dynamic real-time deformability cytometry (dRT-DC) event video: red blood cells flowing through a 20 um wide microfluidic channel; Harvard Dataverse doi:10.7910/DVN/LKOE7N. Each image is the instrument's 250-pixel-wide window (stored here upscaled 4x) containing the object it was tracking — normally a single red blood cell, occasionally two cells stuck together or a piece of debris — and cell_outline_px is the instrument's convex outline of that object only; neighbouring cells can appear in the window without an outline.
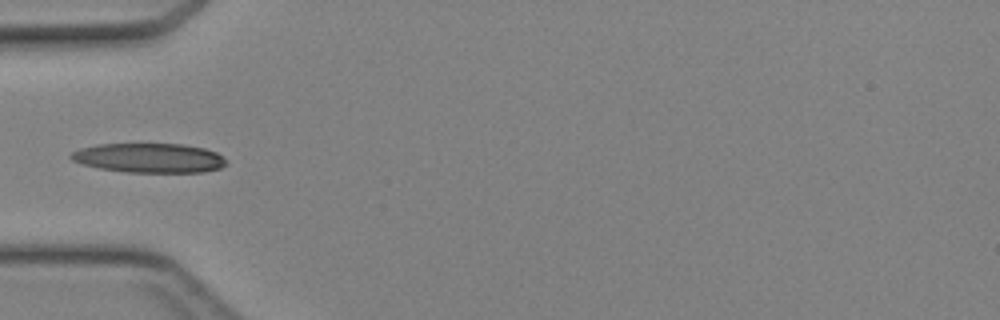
{"species": "Egyptian fruit bat (a non-hibernating species)", "species_latin": "Rousettus aegyptiacus", "temperature_condition": "cold", "stored_images_in_passage": 31, "camera_frame_rate_fps": 3000, "um_per_image_px": 0.085, "animal": {"sex": "female"}, "frame": {"image": 1, "passage_image": 1, "time_ms": 0.0, "image_size_px": [1000, 320], "cell_outline_px": [[228, 164], [220, 168], [204, 172], [128, 172], [100, 168], [84, 164], [72, 160], [68, 156], [72, 152], [80, 148], [96, 144], [184, 144], [204, 148], [216, 152], [228, 160]], "centroid_in_image_um": [12.72, 13.42], "position_along_channel_um": 72.3, "area_um2": 26.7}}
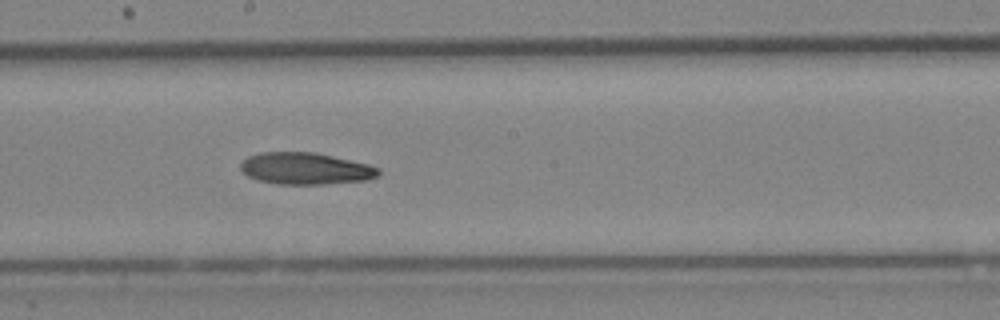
{"frame": {"image": 2, "passage_image": 11, "time_ms": 3.333, "image_size_px": [1000, 320], "cell_outline_px": [[380, 176], [368, 180], [324, 184], [280, 184], [256, 180], [248, 176], [240, 168], [240, 164], [248, 156], [260, 152], [316, 152], [368, 164], [380, 168]], "centroid_in_image_um": [25.99, 14.32], "position_along_channel_um": 222.2, "area_um2": 25.72}}
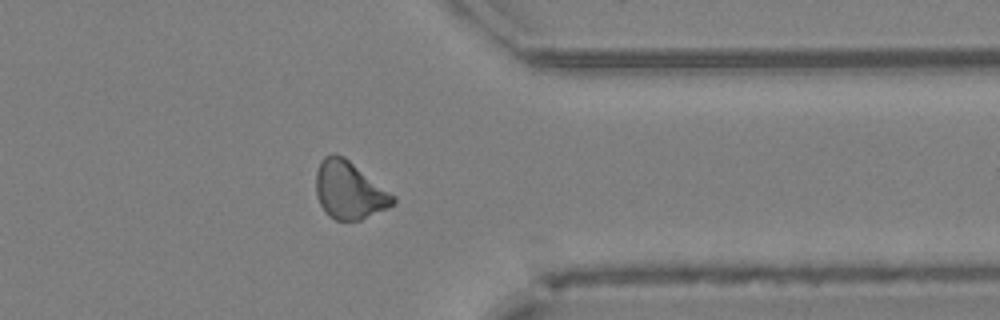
{"frame": {"image": 3, "passage_image": 22, "time_ms": 7.0, "image_size_px": [1000, 320], "cell_outline_px": [[396, 204], [388, 208], [360, 220], [336, 220], [328, 216], [324, 212], [316, 196], [316, 172], [320, 160], [324, 156], [332, 152], [336, 152], [344, 156], [396, 196]], "centroid_in_image_um": [29.68, 16.15], "position_along_channel_um": 381.7, "area_um2": 26.24}}